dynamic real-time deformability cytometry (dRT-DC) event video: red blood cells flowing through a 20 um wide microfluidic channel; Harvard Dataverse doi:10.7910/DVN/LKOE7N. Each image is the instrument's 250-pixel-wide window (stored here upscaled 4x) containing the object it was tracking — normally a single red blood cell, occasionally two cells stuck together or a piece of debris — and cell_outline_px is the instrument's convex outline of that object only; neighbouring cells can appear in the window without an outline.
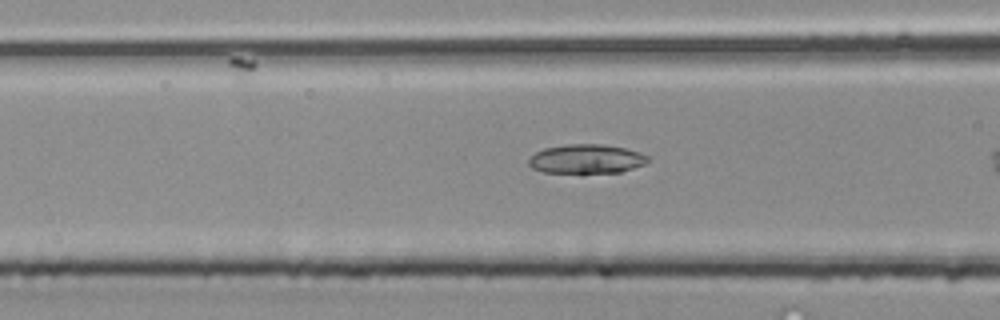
{"species": "common noctule bat (a hibernating species)", "species_latin": "Nyctalus noctula", "temperature_condition": "room temperature", "stored_images_in_passage": 23, "camera_frame_rate_fps": 3000, "um_per_image_px": 0.085, "animal": {"sex": "male", "body_mass_g": 20.4}, "frame": {"image": 1, "passage_image": 4, "time_ms": 1.0, "image_size_px": [1000, 320], "cell_outline_px": [[648, 160], [644, 164], [620, 172], [544, 172], [532, 168], [528, 164], [528, 160], [536, 152], [544, 148], [568, 144], [604, 144], [624, 148], [640, 152], [648, 156]], "centroid_in_image_um": [49.83, 13.5], "position_along_channel_um": 116.8, "area_um2": 20.0}}
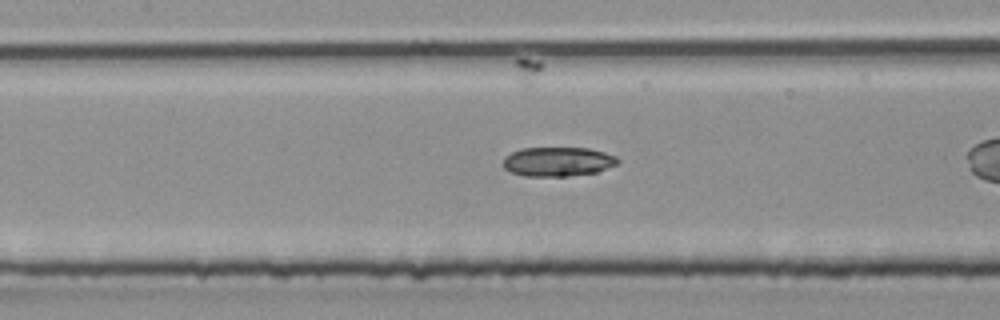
{"frame": {"image": 2, "passage_image": 7, "time_ms": 2.0, "image_size_px": [1000, 320], "cell_outline_px": [[620, 160], [616, 164], [596, 172], [568, 176], [524, 176], [512, 172], [504, 168], [504, 156], [520, 148], [588, 148], [604, 152], [616, 156]], "centroid_in_image_um": [47.4, 13.73], "position_along_channel_um": 160.0, "area_um2": 19.48}}
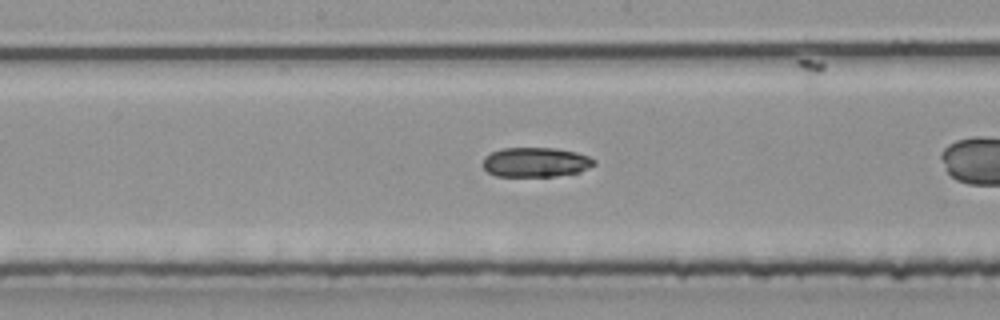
{"frame": {"image": 3, "passage_image": 10, "time_ms": 3.0, "image_size_px": [1000, 320], "cell_outline_px": [[596, 164], [580, 172], [556, 176], [496, 176], [488, 172], [484, 168], [484, 156], [500, 148], [556, 148], [576, 152], [588, 156], [596, 160]], "centroid_in_image_um": [45.55, 13.78], "position_along_channel_um": 202.6, "area_um2": 19.25}}